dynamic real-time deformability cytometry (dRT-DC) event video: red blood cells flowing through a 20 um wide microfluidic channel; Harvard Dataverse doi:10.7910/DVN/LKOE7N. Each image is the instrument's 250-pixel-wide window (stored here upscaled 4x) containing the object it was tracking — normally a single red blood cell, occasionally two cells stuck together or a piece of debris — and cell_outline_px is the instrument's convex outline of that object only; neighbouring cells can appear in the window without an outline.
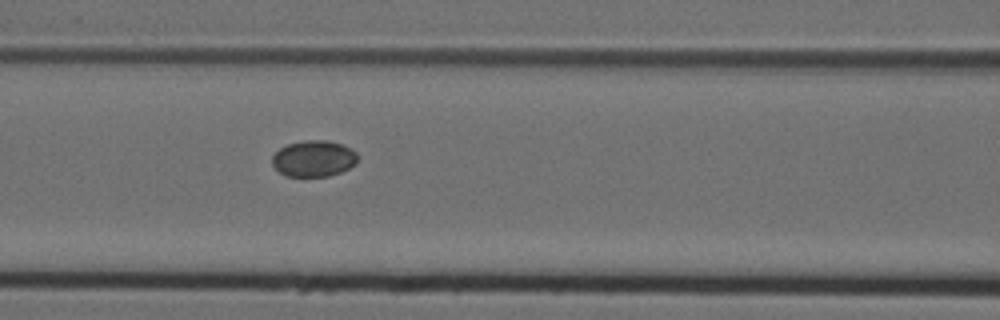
{"species": "Egyptian fruit bat (a non-hibernating species)", "species_latin": "Rousettus aegyptiacus", "temperature_condition": "cold", "stored_images_in_passage": 5, "segment_of_instrument_passage": [1, 2], "camera_frame_rate_fps": 3000, "um_per_image_px": 0.085, "animal": {"sex": "female"}, "frame": {"image": 1, "passage_image": 4, "time_ms": 1.0, "image_size_px": [1000, 320], "cell_outline_px": [[360, 156], [356, 164], [340, 172], [328, 176], [284, 176], [272, 164], [272, 156], [280, 148], [288, 144], [304, 140], [324, 140], [340, 144], [352, 148]], "centroid_in_image_um": [26.69, 13.48], "position_along_channel_um": 139.9, "area_um2": 18.09}}